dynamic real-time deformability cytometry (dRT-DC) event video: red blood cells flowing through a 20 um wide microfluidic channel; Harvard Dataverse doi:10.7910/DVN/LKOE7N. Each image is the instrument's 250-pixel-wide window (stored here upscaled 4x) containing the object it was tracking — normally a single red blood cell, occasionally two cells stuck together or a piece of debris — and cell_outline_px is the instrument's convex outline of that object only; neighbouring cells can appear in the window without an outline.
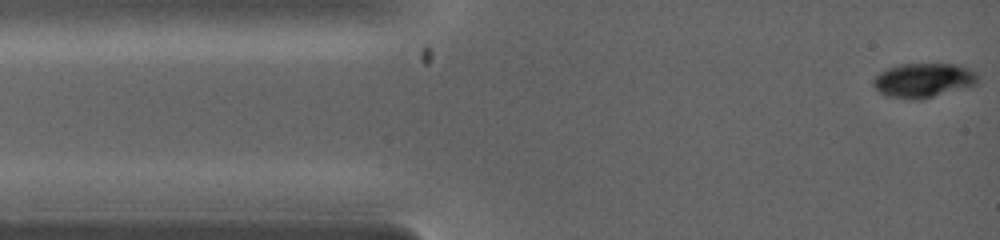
{"species": "common noctule bat (a hibernating species)", "species_latin": "Nyctalus noctula", "temperature_condition": "warm", "stored_images_in_passage": 13, "camera_frame_rate_fps": 5000, "um_per_image_px": 0.085, "animal": {"sex": "female", "body_mass_g": 19.0, "forearm_length_mm": 53.3}, "frame": {"image": 1, "passage_image": 1, "time_ms": 0.0, "image_size_px": [1000, 240], "cell_outline_px": [[976, 84], [968, 88], [920, 100], [908, 100], [888, 96], [880, 92], [872, 84], [876, 76], [880, 72], [888, 68], [900, 64], [952, 64], [964, 68], [972, 72], [976, 76]], "centroid_in_image_um": [78.45, 6.86], "position_along_channel_um": 6.5, "area_um2": 20.75}}
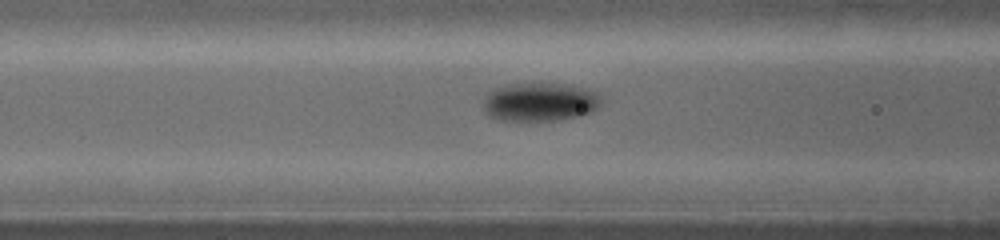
{"frame": {"image": 2, "passage_image": 8, "time_ms": 3.2, "image_size_px": [1000, 240], "cell_outline_px": [[600, 104], [592, 112], [580, 116], [556, 120], [500, 120], [488, 116], [484, 112], [484, 104], [488, 96], [496, 88], [508, 84], [564, 84], [580, 88], [592, 92], [596, 96]], "centroid_in_image_um": [45.84, 8.69], "position_along_channel_um": 120.8, "area_um2": 25.66}}
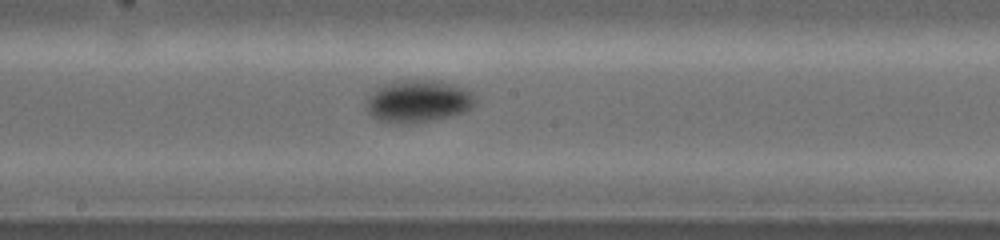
{"frame": {"image": 3, "passage_image": 13, "time_ms": 4.8, "image_size_px": [1000, 240], "cell_outline_px": [[476, 104], [472, 108], [464, 112], [452, 116], [432, 120], [408, 124], [404, 124], [376, 120], [368, 112], [368, 96], [376, 88], [384, 84], [396, 80], [440, 80], [464, 88], [472, 92], [476, 100]], "centroid_in_image_um": [35.57, 8.6], "position_along_channel_um": 212.6, "area_um2": 27.11}}